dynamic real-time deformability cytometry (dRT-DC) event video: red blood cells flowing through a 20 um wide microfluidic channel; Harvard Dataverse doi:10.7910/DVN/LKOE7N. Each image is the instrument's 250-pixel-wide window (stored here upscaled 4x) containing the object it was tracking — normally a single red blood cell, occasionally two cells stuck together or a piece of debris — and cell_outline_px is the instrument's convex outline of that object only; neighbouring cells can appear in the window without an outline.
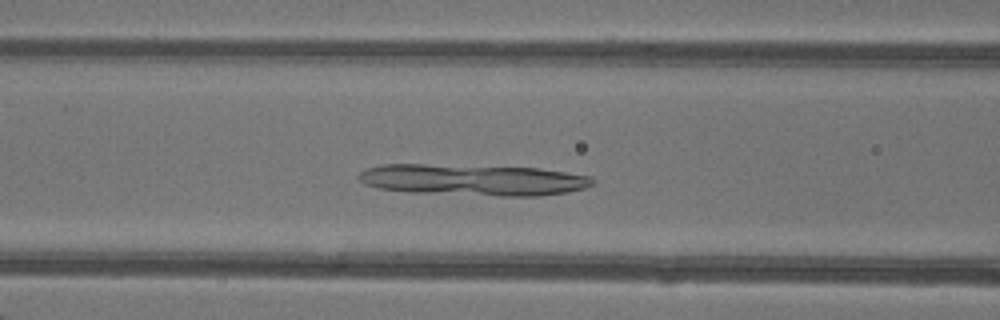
{"species": "common noctule bat (a hibernating species)", "species_latin": "Nyctalus noctula", "temperature_condition": "warm", "stored_images_in_passage": 43, "camera_frame_rate_fps": 3000, "um_per_image_px": 0.085, "animal": {"sex": "female"}, "frame": {"image": 1, "passage_image": 15, "time_ms": 4.667, "image_size_px": [1000, 320], "cell_outline_px": [[596, 184], [584, 188], [568, 192], [540, 196], [500, 196], [412, 192], [380, 188], [364, 184], [356, 176], [360, 172], [368, 168], [384, 164], [424, 164], [540, 168], [592, 176], [596, 180]], "centroid_in_image_um": [40.27, 15.29], "position_along_channel_um": 126.3, "area_um2": 42.83}}
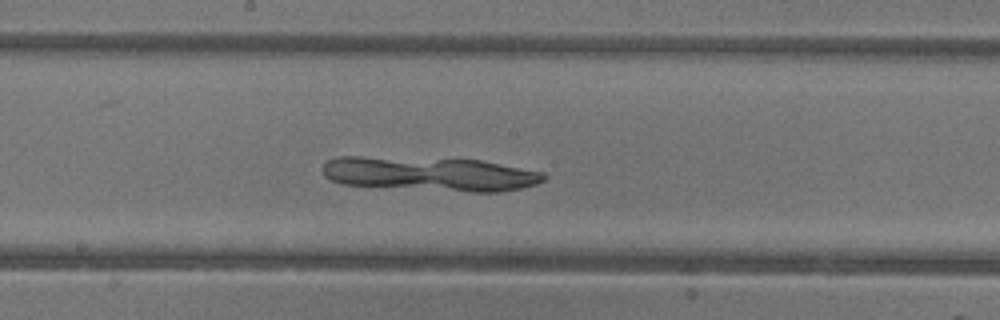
{"frame": {"image": 2, "passage_image": 21, "time_ms": 6.667, "image_size_px": [1000, 320], "cell_outline_px": [[548, 176], [544, 180], [536, 184], [520, 188], [500, 192], [472, 192], [340, 184], [324, 176], [324, 164], [328, 160], [336, 156], [364, 156], [480, 160], [544, 172]], "centroid_in_image_um": [36.55, 14.78], "position_along_channel_um": 211.6, "area_um2": 43.99}}
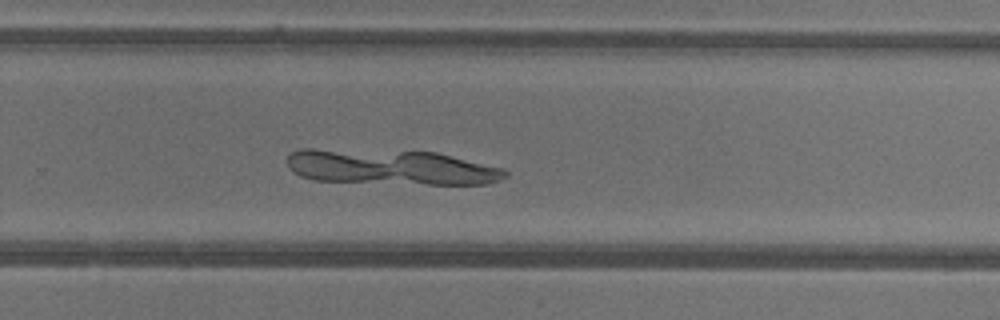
{"frame": {"image": 3, "passage_image": 27, "time_ms": 8.667, "image_size_px": [1000, 320], "cell_outline_px": [[508, 176], [500, 180], [488, 184], [428, 184], [316, 180], [300, 176], [292, 172], [288, 168], [288, 156], [292, 152], [300, 148], [312, 148], [436, 152], [504, 168], [508, 172]], "centroid_in_image_um": [33.23, 14.2], "position_along_channel_um": 296.6, "area_um2": 44.8}}